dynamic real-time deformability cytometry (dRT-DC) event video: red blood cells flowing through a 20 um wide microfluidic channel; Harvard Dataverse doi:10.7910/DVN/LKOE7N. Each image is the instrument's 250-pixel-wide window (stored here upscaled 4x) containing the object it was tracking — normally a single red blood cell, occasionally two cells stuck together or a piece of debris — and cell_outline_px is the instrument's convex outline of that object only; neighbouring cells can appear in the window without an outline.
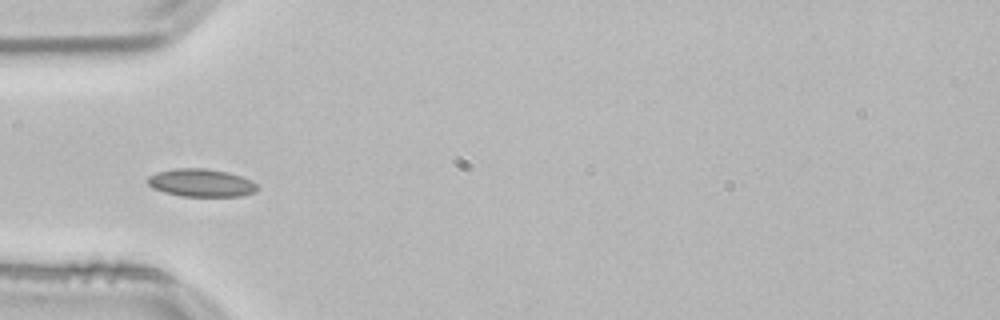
{"species": "common noctule bat (a hibernating species)", "species_latin": "Nyctalus noctula", "temperature_condition": "room temperature", "stored_images_in_passage": 3, "camera_frame_rate_fps": 3000, "um_per_image_px": 0.085, "animal": {"sex": "male", "body_mass_g": 21.5, "forearm_length_mm": 52.0}, "frame": {"image": 1, "passage_image": 1, "time_ms": 0.0, "image_size_px": [1000, 320], "cell_outline_px": [[260, 188], [256, 192], [244, 196], [180, 196], [164, 192], [152, 188], [148, 184], [148, 176], [156, 172], [176, 168], [204, 168], [228, 172], [252, 180]], "centroid_in_image_um": [17.12, 15.54], "position_along_channel_um": 67.9, "area_um2": 17.98}}